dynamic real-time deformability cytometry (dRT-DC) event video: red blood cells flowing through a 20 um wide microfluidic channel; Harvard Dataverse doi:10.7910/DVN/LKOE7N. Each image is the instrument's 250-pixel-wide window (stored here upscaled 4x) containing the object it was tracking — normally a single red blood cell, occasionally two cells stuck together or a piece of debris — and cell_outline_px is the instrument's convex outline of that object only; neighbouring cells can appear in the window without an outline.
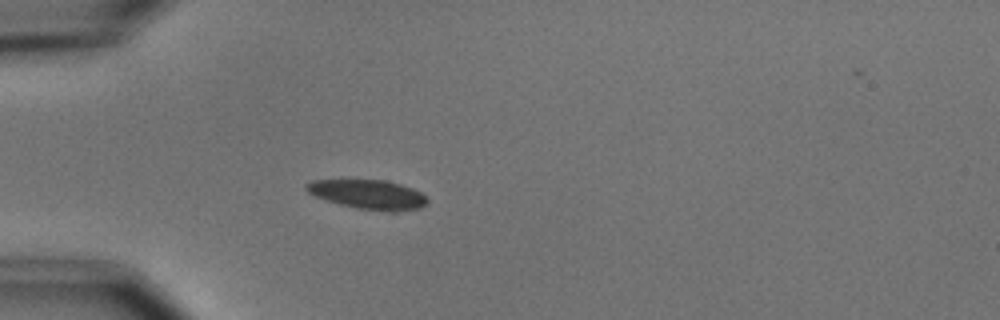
{"species": "common noctule bat (a hibernating species)", "species_latin": "Nyctalus noctula", "temperature_condition": "cold", "stored_images_in_passage": 5, "camera_frame_rate_fps": 3000, "um_per_image_px": 0.085, "animal": {"sex": "male", "body_mass_g": 15.6}, "frame": {"image": 1, "passage_image": 5, "time_ms": 4.667, "image_size_px": [1000, 320], "cell_outline_px": [[428, 200], [420, 208], [400, 212], [388, 212], [356, 208], [340, 204], [316, 196], [308, 192], [304, 188], [304, 184], [312, 180], [384, 180], [400, 184], [412, 188], [420, 192]], "centroid_in_image_um": [31.29, 16.53], "position_along_channel_um": 53.7, "area_um2": 20.63}}